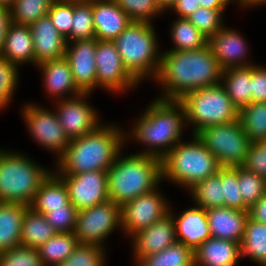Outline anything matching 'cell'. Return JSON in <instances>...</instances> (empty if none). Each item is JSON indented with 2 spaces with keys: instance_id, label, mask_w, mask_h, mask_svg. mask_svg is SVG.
Here are the masks:
<instances>
[{
  "instance_id": "cell-29",
  "label": "cell",
  "mask_w": 266,
  "mask_h": 266,
  "mask_svg": "<svg viewBox=\"0 0 266 266\" xmlns=\"http://www.w3.org/2000/svg\"><path fill=\"white\" fill-rule=\"evenodd\" d=\"M56 233L43 214L27 208L22 222L21 245L38 249Z\"/></svg>"
},
{
  "instance_id": "cell-10",
  "label": "cell",
  "mask_w": 266,
  "mask_h": 266,
  "mask_svg": "<svg viewBox=\"0 0 266 266\" xmlns=\"http://www.w3.org/2000/svg\"><path fill=\"white\" fill-rule=\"evenodd\" d=\"M121 229V206L107 200L78 212L75 236L79 244H94L104 247V240Z\"/></svg>"
},
{
  "instance_id": "cell-50",
  "label": "cell",
  "mask_w": 266,
  "mask_h": 266,
  "mask_svg": "<svg viewBox=\"0 0 266 266\" xmlns=\"http://www.w3.org/2000/svg\"><path fill=\"white\" fill-rule=\"evenodd\" d=\"M248 217L255 222L266 224V194L248 208Z\"/></svg>"
},
{
  "instance_id": "cell-23",
  "label": "cell",
  "mask_w": 266,
  "mask_h": 266,
  "mask_svg": "<svg viewBox=\"0 0 266 266\" xmlns=\"http://www.w3.org/2000/svg\"><path fill=\"white\" fill-rule=\"evenodd\" d=\"M206 213L212 238L241 244L246 221L249 218L248 211L223 206L206 209Z\"/></svg>"
},
{
  "instance_id": "cell-28",
  "label": "cell",
  "mask_w": 266,
  "mask_h": 266,
  "mask_svg": "<svg viewBox=\"0 0 266 266\" xmlns=\"http://www.w3.org/2000/svg\"><path fill=\"white\" fill-rule=\"evenodd\" d=\"M221 84L232 100L234 106L240 110L251 103L252 95V66L237 67L223 70Z\"/></svg>"
},
{
  "instance_id": "cell-34",
  "label": "cell",
  "mask_w": 266,
  "mask_h": 266,
  "mask_svg": "<svg viewBox=\"0 0 266 266\" xmlns=\"http://www.w3.org/2000/svg\"><path fill=\"white\" fill-rule=\"evenodd\" d=\"M95 38L92 0H73V19L66 42Z\"/></svg>"
},
{
  "instance_id": "cell-6",
  "label": "cell",
  "mask_w": 266,
  "mask_h": 266,
  "mask_svg": "<svg viewBox=\"0 0 266 266\" xmlns=\"http://www.w3.org/2000/svg\"><path fill=\"white\" fill-rule=\"evenodd\" d=\"M192 137L189 142L177 143L161 160L162 180L170 179L189 190L221 168L216 157L197 135Z\"/></svg>"
},
{
  "instance_id": "cell-31",
  "label": "cell",
  "mask_w": 266,
  "mask_h": 266,
  "mask_svg": "<svg viewBox=\"0 0 266 266\" xmlns=\"http://www.w3.org/2000/svg\"><path fill=\"white\" fill-rule=\"evenodd\" d=\"M137 266H195L194 251L176 242L164 250L140 258Z\"/></svg>"
},
{
  "instance_id": "cell-12",
  "label": "cell",
  "mask_w": 266,
  "mask_h": 266,
  "mask_svg": "<svg viewBox=\"0 0 266 266\" xmlns=\"http://www.w3.org/2000/svg\"><path fill=\"white\" fill-rule=\"evenodd\" d=\"M157 188L121 206V226L128 237L169 214L170 204Z\"/></svg>"
},
{
  "instance_id": "cell-43",
  "label": "cell",
  "mask_w": 266,
  "mask_h": 266,
  "mask_svg": "<svg viewBox=\"0 0 266 266\" xmlns=\"http://www.w3.org/2000/svg\"><path fill=\"white\" fill-rule=\"evenodd\" d=\"M0 266H44L37 248L24 245L0 252Z\"/></svg>"
},
{
  "instance_id": "cell-3",
  "label": "cell",
  "mask_w": 266,
  "mask_h": 266,
  "mask_svg": "<svg viewBox=\"0 0 266 266\" xmlns=\"http://www.w3.org/2000/svg\"><path fill=\"white\" fill-rule=\"evenodd\" d=\"M129 136L146 146L140 154L162 160L182 141L186 116L183 105L177 100L155 99L139 116Z\"/></svg>"
},
{
  "instance_id": "cell-21",
  "label": "cell",
  "mask_w": 266,
  "mask_h": 266,
  "mask_svg": "<svg viewBox=\"0 0 266 266\" xmlns=\"http://www.w3.org/2000/svg\"><path fill=\"white\" fill-rule=\"evenodd\" d=\"M37 67L42 71L46 92H48L49 97L57 98L56 101L83 93L75 84L70 64L65 57L46 60L37 64ZM65 93H69L71 96L65 97Z\"/></svg>"
},
{
  "instance_id": "cell-33",
  "label": "cell",
  "mask_w": 266,
  "mask_h": 266,
  "mask_svg": "<svg viewBox=\"0 0 266 266\" xmlns=\"http://www.w3.org/2000/svg\"><path fill=\"white\" fill-rule=\"evenodd\" d=\"M170 31L174 47L169 50H196L208 45V38L187 18H177L174 20Z\"/></svg>"
},
{
  "instance_id": "cell-2",
  "label": "cell",
  "mask_w": 266,
  "mask_h": 266,
  "mask_svg": "<svg viewBox=\"0 0 266 266\" xmlns=\"http://www.w3.org/2000/svg\"><path fill=\"white\" fill-rule=\"evenodd\" d=\"M124 132V133H123ZM112 124H101L93 132L72 139L57 159V175L107 171L121 153L128 134Z\"/></svg>"
},
{
  "instance_id": "cell-18",
  "label": "cell",
  "mask_w": 266,
  "mask_h": 266,
  "mask_svg": "<svg viewBox=\"0 0 266 266\" xmlns=\"http://www.w3.org/2000/svg\"><path fill=\"white\" fill-rule=\"evenodd\" d=\"M133 240L134 260L158 253L177 242L175 223L169 213L151 226L144 228L131 236Z\"/></svg>"
},
{
  "instance_id": "cell-25",
  "label": "cell",
  "mask_w": 266,
  "mask_h": 266,
  "mask_svg": "<svg viewBox=\"0 0 266 266\" xmlns=\"http://www.w3.org/2000/svg\"><path fill=\"white\" fill-rule=\"evenodd\" d=\"M0 56L18 66L27 62L35 65L33 38L29 25L13 22L10 24Z\"/></svg>"
},
{
  "instance_id": "cell-45",
  "label": "cell",
  "mask_w": 266,
  "mask_h": 266,
  "mask_svg": "<svg viewBox=\"0 0 266 266\" xmlns=\"http://www.w3.org/2000/svg\"><path fill=\"white\" fill-rule=\"evenodd\" d=\"M78 210L69 203L64 208L51 209L44 214L57 233H72L77 224Z\"/></svg>"
},
{
  "instance_id": "cell-39",
  "label": "cell",
  "mask_w": 266,
  "mask_h": 266,
  "mask_svg": "<svg viewBox=\"0 0 266 266\" xmlns=\"http://www.w3.org/2000/svg\"><path fill=\"white\" fill-rule=\"evenodd\" d=\"M105 250V247L94 244H78L58 266H104Z\"/></svg>"
},
{
  "instance_id": "cell-44",
  "label": "cell",
  "mask_w": 266,
  "mask_h": 266,
  "mask_svg": "<svg viewBox=\"0 0 266 266\" xmlns=\"http://www.w3.org/2000/svg\"><path fill=\"white\" fill-rule=\"evenodd\" d=\"M18 65L0 56V108L4 109L13 98L18 82Z\"/></svg>"
},
{
  "instance_id": "cell-15",
  "label": "cell",
  "mask_w": 266,
  "mask_h": 266,
  "mask_svg": "<svg viewBox=\"0 0 266 266\" xmlns=\"http://www.w3.org/2000/svg\"><path fill=\"white\" fill-rule=\"evenodd\" d=\"M68 189L70 203L78 210L109 200L107 171H87L76 175H58Z\"/></svg>"
},
{
  "instance_id": "cell-38",
  "label": "cell",
  "mask_w": 266,
  "mask_h": 266,
  "mask_svg": "<svg viewBox=\"0 0 266 266\" xmlns=\"http://www.w3.org/2000/svg\"><path fill=\"white\" fill-rule=\"evenodd\" d=\"M238 184L243 203L249 208L266 194V179L238 166Z\"/></svg>"
},
{
  "instance_id": "cell-5",
  "label": "cell",
  "mask_w": 266,
  "mask_h": 266,
  "mask_svg": "<svg viewBox=\"0 0 266 266\" xmlns=\"http://www.w3.org/2000/svg\"><path fill=\"white\" fill-rule=\"evenodd\" d=\"M153 24L131 23L113 41L127 71L141 83L147 76L156 78L161 62Z\"/></svg>"
},
{
  "instance_id": "cell-7",
  "label": "cell",
  "mask_w": 266,
  "mask_h": 266,
  "mask_svg": "<svg viewBox=\"0 0 266 266\" xmlns=\"http://www.w3.org/2000/svg\"><path fill=\"white\" fill-rule=\"evenodd\" d=\"M51 172L22 153L0 149V202L30 206Z\"/></svg>"
},
{
  "instance_id": "cell-14",
  "label": "cell",
  "mask_w": 266,
  "mask_h": 266,
  "mask_svg": "<svg viewBox=\"0 0 266 266\" xmlns=\"http://www.w3.org/2000/svg\"><path fill=\"white\" fill-rule=\"evenodd\" d=\"M91 93L83 92L75 97L57 101L55 110L66 135L70 140L93 132L101 123L98 112L86 102Z\"/></svg>"
},
{
  "instance_id": "cell-32",
  "label": "cell",
  "mask_w": 266,
  "mask_h": 266,
  "mask_svg": "<svg viewBox=\"0 0 266 266\" xmlns=\"http://www.w3.org/2000/svg\"><path fill=\"white\" fill-rule=\"evenodd\" d=\"M75 233H56L38 248L44 266H58L78 245Z\"/></svg>"
},
{
  "instance_id": "cell-26",
  "label": "cell",
  "mask_w": 266,
  "mask_h": 266,
  "mask_svg": "<svg viewBox=\"0 0 266 266\" xmlns=\"http://www.w3.org/2000/svg\"><path fill=\"white\" fill-rule=\"evenodd\" d=\"M28 207L21 203L0 202V252L21 244L22 222Z\"/></svg>"
},
{
  "instance_id": "cell-52",
  "label": "cell",
  "mask_w": 266,
  "mask_h": 266,
  "mask_svg": "<svg viewBox=\"0 0 266 266\" xmlns=\"http://www.w3.org/2000/svg\"><path fill=\"white\" fill-rule=\"evenodd\" d=\"M231 1L238 2V0H198V3L200 4V7L216 10H225V8L228 6L229 3H231Z\"/></svg>"
},
{
  "instance_id": "cell-54",
  "label": "cell",
  "mask_w": 266,
  "mask_h": 266,
  "mask_svg": "<svg viewBox=\"0 0 266 266\" xmlns=\"http://www.w3.org/2000/svg\"><path fill=\"white\" fill-rule=\"evenodd\" d=\"M176 1L177 0H157V3L163 12H167V10L171 9V7L175 4Z\"/></svg>"
},
{
  "instance_id": "cell-47",
  "label": "cell",
  "mask_w": 266,
  "mask_h": 266,
  "mask_svg": "<svg viewBox=\"0 0 266 266\" xmlns=\"http://www.w3.org/2000/svg\"><path fill=\"white\" fill-rule=\"evenodd\" d=\"M242 167L266 179V140L251 142Z\"/></svg>"
},
{
  "instance_id": "cell-22",
  "label": "cell",
  "mask_w": 266,
  "mask_h": 266,
  "mask_svg": "<svg viewBox=\"0 0 266 266\" xmlns=\"http://www.w3.org/2000/svg\"><path fill=\"white\" fill-rule=\"evenodd\" d=\"M174 219L176 240L195 251L202 242L210 238V228L206 210L198 206L184 210Z\"/></svg>"
},
{
  "instance_id": "cell-19",
  "label": "cell",
  "mask_w": 266,
  "mask_h": 266,
  "mask_svg": "<svg viewBox=\"0 0 266 266\" xmlns=\"http://www.w3.org/2000/svg\"><path fill=\"white\" fill-rule=\"evenodd\" d=\"M35 53V65L46 60L65 57L66 39L62 36L49 16H44L30 25Z\"/></svg>"
},
{
  "instance_id": "cell-17",
  "label": "cell",
  "mask_w": 266,
  "mask_h": 266,
  "mask_svg": "<svg viewBox=\"0 0 266 266\" xmlns=\"http://www.w3.org/2000/svg\"><path fill=\"white\" fill-rule=\"evenodd\" d=\"M236 30L223 26L208 39V45L222 70L254 65L247 62L248 45Z\"/></svg>"
},
{
  "instance_id": "cell-42",
  "label": "cell",
  "mask_w": 266,
  "mask_h": 266,
  "mask_svg": "<svg viewBox=\"0 0 266 266\" xmlns=\"http://www.w3.org/2000/svg\"><path fill=\"white\" fill-rule=\"evenodd\" d=\"M223 11L200 7L187 19L209 39L223 27Z\"/></svg>"
},
{
  "instance_id": "cell-46",
  "label": "cell",
  "mask_w": 266,
  "mask_h": 266,
  "mask_svg": "<svg viewBox=\"0 0 266 266\" xmlns=\"http://www.w3.org/2000/svg\"><path fill=\"white\" fill-rule=\"evenodd\" d=\"M48 16L58 32L66 38L72 27L73 0H56Z\"/></svg>"
},
{
  "instance_id": "cell-35",
  "label": "cell",
  "mask_w": 266,
  "mask_h": 266,
  "mask_svg": "<svg viewBox=\"0 0 266 266\" xmlns=\"http://www.w3.org/2000/svg\"><path fill=\"white\" fill-rule=\"evenodd\" d=\"M195 205L209 209L223 207V184L221 183V168L208 178L198 182L190 190Z\"/></svg>"
},
{
  "instance_id": "cell-36",
  "label": "cell",
  "mask_w": 266,
  "mask_h": 266,
  "mask_svg": "<svg viewBox=\"0 0 266 266\" xmlns=\"http://www.w3.org/2000/svg\"><path fill=\"white\" fill-rule=\"evenodd\" d=\"M238 120L251 142L266 140V102H251L241 108Z\"/></svg>"
},
{
  "instance_id": "cell-11",
  "label": "cell",
  "mask_w": 266,
  "mask_h": 266,
  "mask_svg": "<svg viewBox=\"0 0 266 266\" xmlns=\"http://www.w3.org/2000/svg\"><path fill=\"white\" fill-rule=\"evenodd\" d=\"M22 116L34 141L55 152L59 159L71 140L61 126L56 111L30 103L23 108Z\"/></svg>"
},
{
  "instance_id": "cell-37",
  "label": "cell",
  "mask_w": 266,
  "mask_h": 266,
  "mask_svg": "<svg viewBox=\"0 0 266 266\" xmlns=\"http://www.w3.org/2000/svg\"><path fill=\"white\" fill-rule=\"evenodd\" d=\"M56 0H15L10 8L11 21L20 25H31L47 16Z\"/></svg>"
},
{
  "instance_id": "cell-24",
  "label": "cell",
  "mask_w": 266,
  "mask_h": 266,
  "mask_svg": "<svg viewBox=\"0 0 266 266\" xmlns=\"http://www.w3.org/2000/svg\"><path fill=\"white\" fill-rule=\"evenodd\" d=\"M195 266H236L241 258L240 243L208 238L194 251Z\"/></svg>"
},
{
  "instance_id": "cell-20",
  "label": "cell",
  "mask_w": 266,
  "mask_h": 266,
  "mask_svg": "<svg viewBox=\"0 0 266 266\" xmlns=\"http://www.w3.org/2000/svg\"><path fill=\"white\" fill-rule=\"evenodd\" d=\"M92 12L97 40L114 41L131 23L114 0H92Z\"/></svg>"
},
{
  "instance_id": "cell-8",
  "label": "cell",
  "mask_w": 266,
  "mask_h": 266,
  "mask_svg": "<svg viewBox=\"0 0 266 266\" xmlns=\"http://www.w3.org/2000/svg\"><path fill=\"white\" fill-rule=\"evenodd\" d=\"M178 101L184 107L186 125L194 127L193 135L205 127L238 120L239 110L221 83L190 91Z\"/></svg>"
},
{
  "instance_id": "cell-4",
  "label": "cell",
  "mask_w": 266,
  "mask_h": 266,
  "mask_svg": "<svg viewBox=\"0 0 266 266\" xmlns=\"http://www.w3.org/2000/svg\"><path fill=\"white\" fill-rule=\"evenodd\" d=\"M107 170L109 200L122 206L158 187L162 181L161 160L140 153L121 156Z\"/></svg>"
},
{
  "instance_id": "cell-53",
  "label": "cell",
  "mask_w": 266,
  "mask_h": 266,
  "mask_svg": "<svg viewBox=\"0 0 266 266\" xmlns=\"http://www.w3.org/2000/svg\"><path fill=\"white\" fill-rule=\"evenodd\" d=\"M239 6L241 5V7L244 8H251L253 6H262L263 4L266 5V0H238ZM251 6V7H250Z\"/></svg>"
},
{
  "instance_id": "cell-49",
  "label": "cell",
  "mask_w": 266,
  "mask_h": 266,
  "mask_svg": "<svg viewBox=\"0 0 266 266\" xmlns=\"http://www.w3.org/2000/svg\"><path fill=\"white\" fill-rule=\"evenodd\" d=\"M198 8V0H177L170 10H173L178 18H187Z\"/></svg>"
},
{
  "instance_id": "cell-30",
  "label": "cell",
  "mask_w": 266,
  "mask_h": 266,
  "mask_svg": "<svg viewBox=\"0 0 266 266\" xmlns=\"http://www.w3.org/2000/svg\"><path fill=\"white\" fill-rule=\"evenodd\" d=\"M241 259L247 257L266 266V224L247 219L240 244Z\"/></svg>"
},
{
  "instance_id": "cell-55",
  "label": "cell",
  "mask_w": 266,
  "mask_h": 266,
  "mask_svg": "<svg viewBox=\"0 0 266 266\" xmlns=\"http://www.w3.org/2000/svg\"><path fill=\"white\" fill-rule=\"evenodd\" d=\"M14 1L15 0H0V7L10 9L13 6Z\"/></svg>"
},
{
  "instance_id": "cell-51",
  "label": "cell",
  "mask_w": 266,
  "mask_h": 266,
  "mask_svg": "<svg viewBox=\"0 0 266 266\" xmlns=\"http://www.w3.org/2000/svg\"><path fill=\"white\" fill-rule=\"evenodd\" d=\"M11 23L10 9L0 7V55L3 51L5 36Z\"/></svg>"
},
{
  "instance_id": "cell-13",
  "label": "cell",
  "mask_w": 266,
  "mask_h": 266,
  "mask_svg": "<svg viewBox=\"0 0 266 266\" xmlns=\"http://www.w3.org/2000/svg\"><path fill=\"white\" fill-rule=\"evenodd\" d=\"M97 87L114 94L133 89L139 82L127 71L113 41L97 40Z\"/></svg>"
},
{
  "instance_id": "cell-9",
  "label": "cell",
  "mask_w": 266,
  "mask_h": 266,
  "mask_svg": "<svg viewBox=\"0 0 266 266\" xmlns=\"http://www.w3.org/2000/svg\"><path fill=\"white\" fill-rule=\"evenodd\" d=\"M196 135L216 157L220 167L243 165L251 141L239 120L205 127Z\"/></svg>"
},
{
  "instance_id": "cell-40",
  "label": "cell",
  "mask_w": 266,
  "mask_h": 266,
  "mask_svg": "<svg viewBox=\"0 0 266 266\" xmlns=\"http://www.w3.org/2000/svg\"><path fill=\"white\" fill-rule=\"evenodd\" d=\"M116 4L129 16L131 21L152 24V18L164 12L157 0H114Z\"/></svg>"
},
{
  "instance_id": "cell-16",
  "label": "cell",
  "mask_w": 266,
  "mask_h": 266,
  "mask_svg": "<svg viewBox=\"0 0 266 266\" xmlns=\"http://www.w3.org/2000/svg\"><path fill=\"white\" fill-rule=\"evenodd\" d=\"M96 48V38L69 42L66 45L65 58L70 64L75 84L82 92L92 93L97 88Z\"/></svg>"
},
{
  "instance_id": "cell-1",
  "label": "cell",
  "mask_w": 266,
  "mask_h": 266,
  "mask_svg": "<svg viewBox=\"0 0 266 266\" xmlns=\"http://www.w3.org/2000/svg\"><path fill=\"white\" fill-rule=\"evenodd\" d=\"M222 72L209 45L196 50H166L154 79L163 85V95L158 98L178 101L190 91L218 85Z\"/></svg>"
},
{
  "instance_id": "cell-48",
  "label": "cell",
  "mask_w": 266,
  "mask_h": 266,
  "mask_svg": "<svg viewBox=\"0 0 266 266\" xmlns=\"http://www.w3.org/2000/svg\"><path fill=\"white\" fill-rule=\"evenodd\" d=\"M252 91L251 102H266V67L252 65Z\"/></svg>"
},
{
  "instance_id": "cell-27",
  "label": "cell",
  "mask_w": 266,
  "mask_h": 266,
  "mask_svg": "<svg viewBox=\"0 0 266 266\" xmlns=\"http://www.w3.org/2000/svg\"><path fill=\"white\" fill-rule=\"evenodd\" d=\"M69 203L68 189L64 181L52 171L40 185L29 207L44 215L51 209L64 208Z\"/></svg>"
},
{
  "instance_id": "cell-41",
  "label": "cell",
  "mask_w": 266,
  "mask_h": 266,
  "mask_svg": "<svg viewBox=\"0 0 266 266\" xmlns=\"http://www.w3.org/2000/svg\"><path fill=\"white\" fill-rule=\"evenodd\" d=\"M221 183L223 184V206L248 211L240 193L238 167H221Z\"/></svg>"
}]
</instances>
